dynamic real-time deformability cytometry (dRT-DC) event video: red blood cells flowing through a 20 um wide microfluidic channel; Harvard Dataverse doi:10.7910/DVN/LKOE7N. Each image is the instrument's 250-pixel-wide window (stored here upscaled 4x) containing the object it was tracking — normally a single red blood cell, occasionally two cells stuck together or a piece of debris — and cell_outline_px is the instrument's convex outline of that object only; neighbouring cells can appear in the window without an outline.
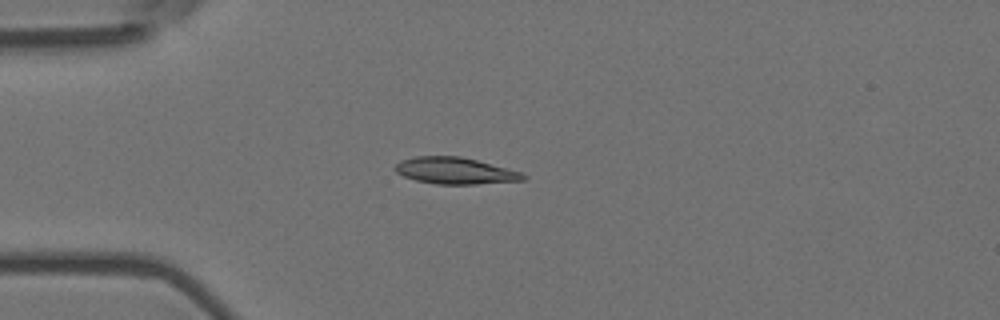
{"species": "Egyptian fruit bat (a non-hibernating species)", "species_latin": "Rousettus aegyptiacus", "temperature_condition": "room temperature", "stored_images_in_passage": 42, "camera_frame_rate_fps": 3000, "um_per_image_px": 0.085, "animal": {"sex": "female"}, "frame": {"image": 1, "passage_image": 1, "time_ms": 0.0, "image_size_px": [1000, 320], "cell_outline_px": [[528, 176], [524, 180], [476, 184], [436, 184], [416, 180], [404, 176], [396, 172], [392, 168], [400, 160], [416, 156], [460, 156], [476, 160], [520, 172]], "centroid_in_image_um": [38.64, 14.51], "position_along_channel_um": 46.4, "area_um2": 19.71}}
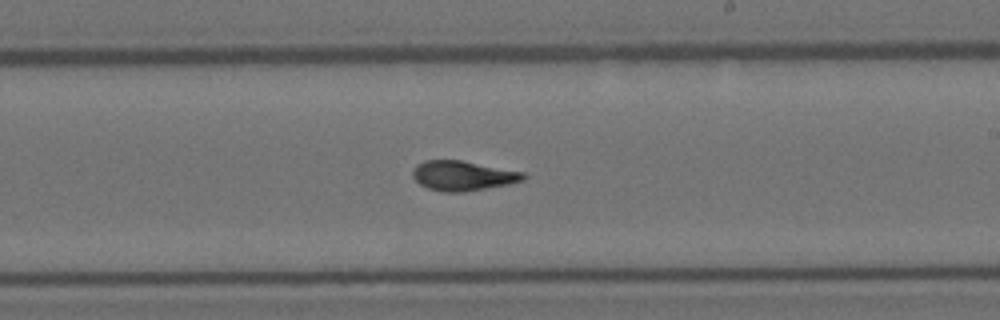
{"frame": {"image": 2, "passage_image": 19, "time_ms": 6.0, "image_size_px": [1000, 320], "cell_outline_px": [[528, 176], [524, 180], [508, 184], [464, 192], [444, 192], [428, 188], [420, 184], [412, 176], [412, 172], [416, 164], [424, 160], [460, 160], [524, 172]], "centroid_in_image_um": [39.34, 14.93], "position_along_channel_um": 249.7, "area_um2": 19.19}}
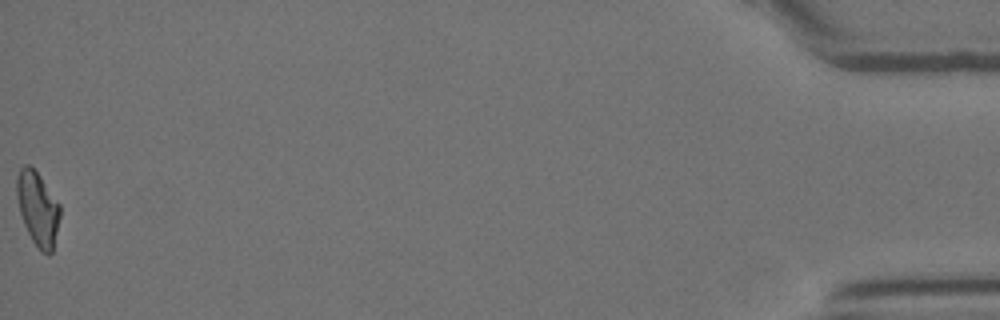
{"frame": {"image": 3, "passage_image": 42, "time_ms": 13.667, "image_size_px": [1000, 320], "cell_outline_px": [[60, 216], [52, 252], [48, 256], [40, 252], [32, 240], [24, 224], [20, 212], [16, 196], [16, 176], [20, 168], [24, 164], [28, 164], [40, 176], [60, 204]], "centroid_in_image_um": [3.2, 17.74], "position_along_channel_um": 432.0, "area_um2": 18.67}, "authors_computed_cell_mechanics": {"area_um2": 18.9295, "velocity_mm_per_s": 3.6689, "shape_relaxation_time_tau1_ms": 10.0362, "shape_relaxation_time_tau2_ms": 1.7809, "deformation_change_tau1": 0.2534, "deformation_change_tau2": 0.0725}}